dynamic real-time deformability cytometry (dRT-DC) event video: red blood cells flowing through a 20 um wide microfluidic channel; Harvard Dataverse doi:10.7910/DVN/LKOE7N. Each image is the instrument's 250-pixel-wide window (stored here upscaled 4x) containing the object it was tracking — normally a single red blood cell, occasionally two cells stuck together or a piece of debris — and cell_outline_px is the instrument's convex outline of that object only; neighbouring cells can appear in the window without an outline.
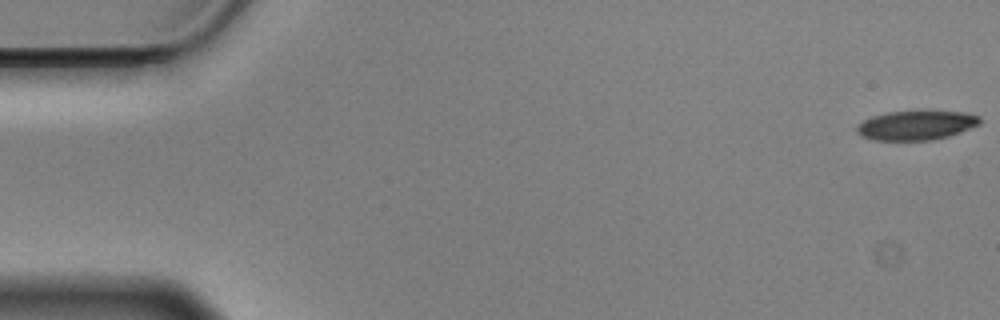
{"species": "Egyptian fruit bat (a non-hibernating species)", "species_latin": "Rousettus aegyptiacus", "temperature_condition": "cold", "stored_images_in_passage": 57, "camera_frame_rate_fps": 3000, "um_per_image_px": 0.085, "animal": {"sex": "male"}, "frame": {"image": 1, "passage_image": 1, "time_ms": 0.0, "image_size_px": [1000, 320], "cell_outline_px": [[980, 124], [960, 132], [948, 136], [932, 140], [872, 140], [860, 136], [856, 132], [856, 128], [864, 120], [872, 116], [888, 112], [964, 112], [980, 116]], "centroid_in_image_um": [77.85, 10.66], "position_along_channel_um": 7.1, "area_um2": 20.75}}
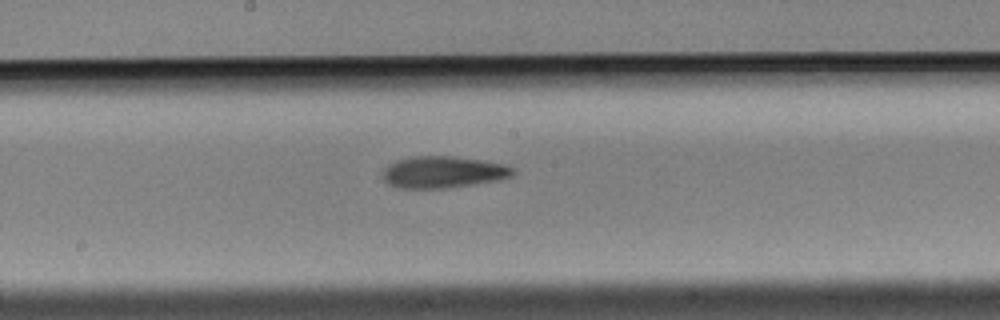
{"frame": {"image": 2, "passage_image": 30, "time_ms": 9.667, "image_size_px": [1000, 320], "cell_outline_px": [[516, 172], [512, 176], [500, 180], [444, 188], [400, 188], [388, 184], [380, 176], [384, 168], [388, 164], [396, 160], [416, 156], [456, 156], [504, 164], [516, 168]], "centroid_in_image_um": [37.66, 14.62], "position_along_channel_um": 210.5, "area_um2": 24.28}}
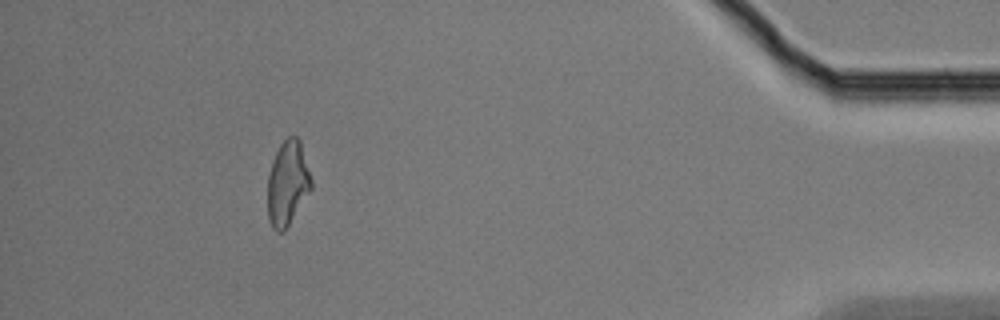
{"frame": {"image": 3, "passage_image": 52, "time_ms": 17.0, "image_size_px": [1000, 320], "cell_outline_px": [[312, 188], [284, 232], [276, 232], [272, 228], [268, 220], [268, 176], [272, 160], [280, 144], [288, 136], [296, 136], [300, 140], [312, 180]], "centroid_in_image_um": [24.44, 15.59], "position_along_channel_um": 410.8, "area_um2": 21.56}, "authors_computed_cell_mechanics": {"area_um2": 23.0622, "velocity_mm_per_s": 3.5259, "shape_relaxation_time_tau1_ms": 7.2358, "shape_relaxation_time_tau2_ms": null, "deformation_change_tau1": 0.2016, "deformation_change_tau2": null}}